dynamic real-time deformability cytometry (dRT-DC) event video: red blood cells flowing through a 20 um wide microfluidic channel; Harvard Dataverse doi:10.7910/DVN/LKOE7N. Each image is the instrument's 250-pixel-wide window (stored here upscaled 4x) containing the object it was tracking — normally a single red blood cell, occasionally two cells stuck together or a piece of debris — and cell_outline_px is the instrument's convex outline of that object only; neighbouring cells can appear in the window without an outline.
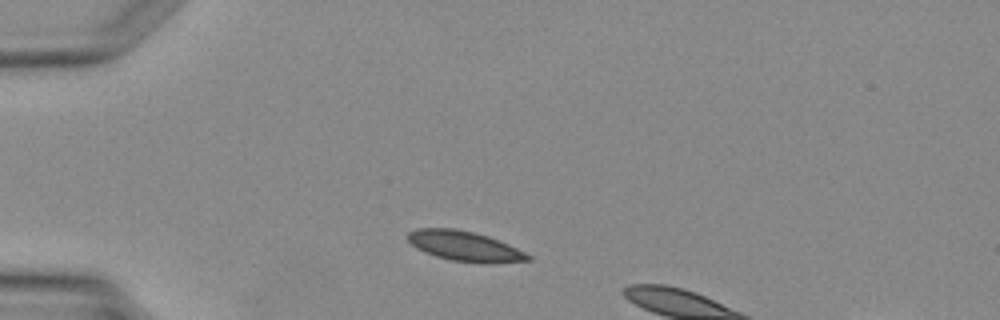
{"species": "Egyptian fruit bat (a non-hibernating species)", "species_latin": "Rousettus aegyptiacus", "temperature_condition": "warm", "stored_images_in_passage": 2, "camera_frame_rate_fps": 3000, "um_per_image_px": 0.085, "animal": {"sex": "female"}, "frame": {"image": 1, "passage_image": 1, "time_ms": 0.0, "image_size_px": [1000, 320], "cell_outline_px": [[532, 260], [452, 260], [436, 256], [416, 248], [408, 240], [408, 232], [416, 228], [456, 228], [488, 236], [508, 244], [532, 256]], "centroid_in_image_um": [39.38, 20.85], "position_along_channel_um": 45.6, "area_um2": 19.77}}